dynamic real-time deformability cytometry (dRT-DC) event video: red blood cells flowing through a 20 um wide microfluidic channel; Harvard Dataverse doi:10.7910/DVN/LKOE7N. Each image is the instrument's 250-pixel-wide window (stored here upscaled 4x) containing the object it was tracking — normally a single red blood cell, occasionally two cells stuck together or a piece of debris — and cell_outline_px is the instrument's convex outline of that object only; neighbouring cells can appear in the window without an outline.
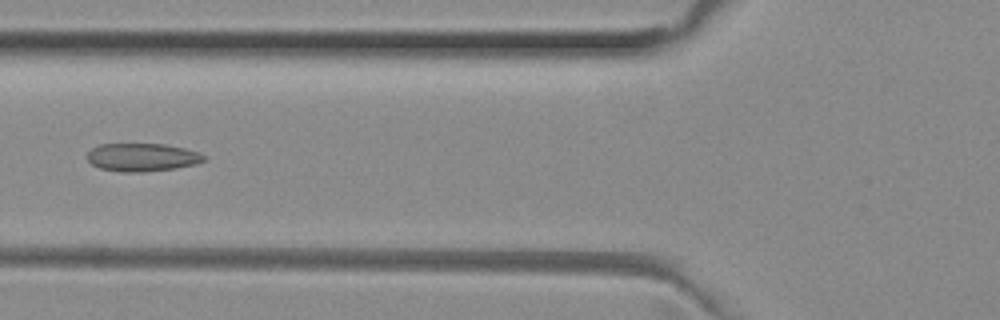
{"species": "common noctule bat (a hibernating species)", "species_latin": "Nyctalus noctula", "temperature_condition": "room temperature", "stored_images_in_passage": 45, "camera_frame_rate_fps": 3000, "um_per_image_px": 0.085, "animal": {"sex": "female", "body_mass_g": 29.2, "forearm_length_mm": 56.3}, "frame": {"image": 1, "passage_image": 13, "time_ms": 4.0, "image_size_px": [1000, 320], "cell_outline_px": [[208, 156], [204, 160], [196, 164], [176, 168], [144, 172], [120, 172], [100, 168], [92, 164], [88, 160], [88, 152], [92, 148], [100, 144], [164, 144], [184, 148], [200, 152]], "centroid_in_image_um": [12.12, 13.37], "position_along_channel_um": 113.7, "area_um2": 19.19}}
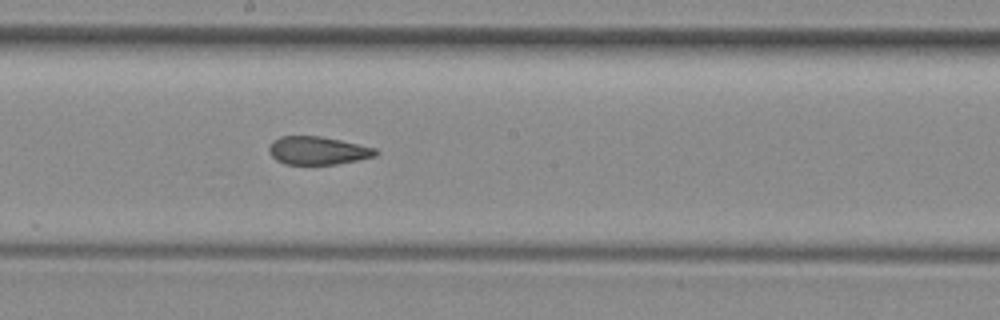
{"frame": {"image": 2, "passage_image": 21, "time_ms": 6.667, "image_size_px": [1000, 320], "cell_outline_px": [[380, 152], [376, 156], [336, 164], [284, 164], [276, 160], [268, 152], [268, 148], [272, 140], [280, 136], [320, 136], [340, 140], [376, 148]], "centroid_in_image_um": [26.99, 12.79], "position_along_channel_um": 221.2, "area_um2": 17.51}}
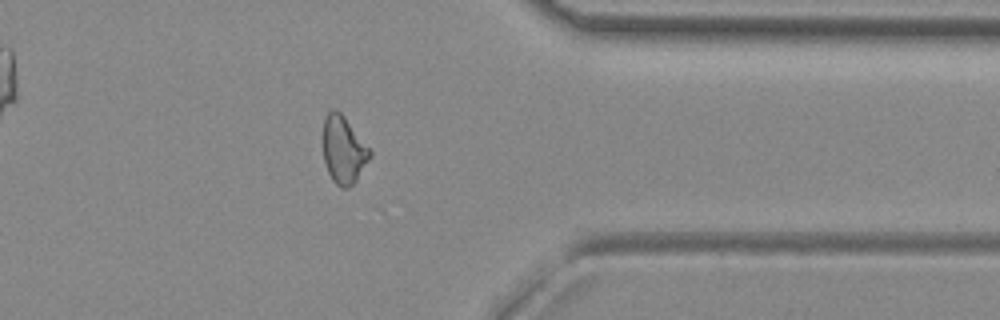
{"frame": {"image": 3, "passage_image": 34, "time_ms": 11.0, "image_size_px": [1000, 320], "cell_outline_px": [[372, 156], [356, 180], [348, 188], [340, 188], [332, 180], [328, 172], [324, 160], [324, 116], [332, 108], [336, 108], [344, 116], [372, 152]], "centroid_in_image_um": [29.2, 12.74], "position_along_channel_um": 382.2, "area_um2": 18.26}}